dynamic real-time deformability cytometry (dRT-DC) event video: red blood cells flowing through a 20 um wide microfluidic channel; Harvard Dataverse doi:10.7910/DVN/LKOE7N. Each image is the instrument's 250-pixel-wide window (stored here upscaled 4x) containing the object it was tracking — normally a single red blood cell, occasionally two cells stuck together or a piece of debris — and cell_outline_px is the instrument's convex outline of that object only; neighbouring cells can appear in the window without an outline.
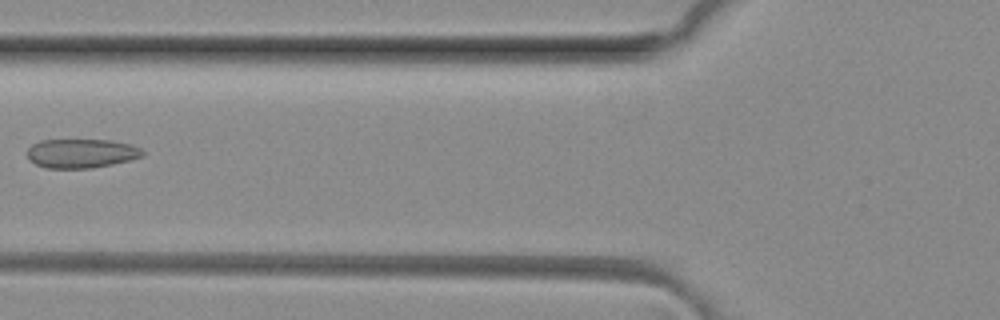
{"species": "common noctule bat (a hibernating species)", "species_latin": "Nyctalus noctula", "temperature_condition": "room temperature", "stored_images_in_passage": 4, "camera_frame_rate_fps": 3000, "um_per_image_px": 0.085, "animal": {"sex": "female", "body_mass_g": 29.2, "forearm_length_mm": 56.3}, "frame": {"image": 1, "passage_image": 4, "time_ms": 1.0, "image_size_px": [1000, 320], "cell_outline_px": [[144, 156], [112, 164], [92, 168], [48, 168], [36, 164], [28, 160], [28, 148], [32, 144], [40, 140], [112, 140], [132, 144], [140, 148], [144, 152]], "centroid_in_image_um": [6.92, 13.03], "position_along_channel_um": 118.9, "area_um2": 19.59}}